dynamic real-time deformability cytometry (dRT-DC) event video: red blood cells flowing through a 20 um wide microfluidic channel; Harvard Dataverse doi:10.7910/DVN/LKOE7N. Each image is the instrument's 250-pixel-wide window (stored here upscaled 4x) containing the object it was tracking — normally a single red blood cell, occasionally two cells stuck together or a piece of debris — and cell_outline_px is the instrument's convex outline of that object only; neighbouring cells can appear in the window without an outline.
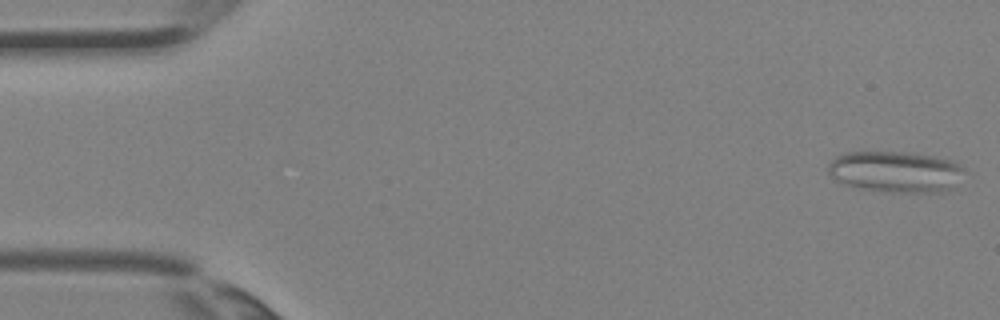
{"species": "Egyptian fruit bat (a non-hibernating species)", "species_latin": "Rousettus aegyptiacus", "temperature_condition": "room temperature", "stored_images_in_passage": 4, "camera_frame_rate_fps": 3000, "um_per_image_px": 0.085, "animal": {"sex": "female"}, "frame": {"image": 1, "passage_image": 1, "time_ms": 0.0, "image_size_px": [1000, 320], "cell_outline_px": [[964, 168], [948, 188], [940, 192], [888, 192], [860, 188], [840, 184], [828, 172], [828, 164], [836, 156], [844, 152], [912, 152], [932, 156], [948, 160], [960, 164]], "centroid_in_image_um": [76.01, 14.58], "position_along_channel_um": 9.0, "area_um2": 32.25}}